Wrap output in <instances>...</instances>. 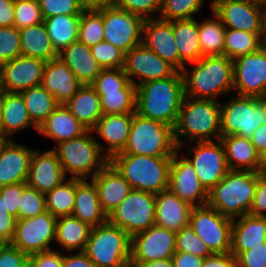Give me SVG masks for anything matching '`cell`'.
<instances>
[{
    "mask_svg": "<svg viewBox=\"0 0 266 267\" xmlns=\"http://www.w3.org/2000/svg\"><path fill=\"white\" fill-rule=\"evenodd\" d=\"M156 194L132 189L108 215V222L130 237L155 225Z\"/></svg>",
    "mask_w": 266,
    "mask_h": 267,
    "instance_id": "10",
    "label": "cell"
},
{
    "mask_svg": "<svg viewBox=\"0 0 266 267\" xmlns=\"http://www.w3.org/2000/svg\"><path fill=\"white\" fill-rule=\"evenodd\" d=\"M91 53L102 69L123 68L125 52L107 41L91 46Z\"/></svg>",
    "mask_w": 266,
    "mask_h": 267,
    "instance_id": "49",
    "label": "cell"
},
{
    "mask_svg": "<svg viewBox=\"0 0 266 267\" xmlns=\"http://www.w3.org/2000/svg\"><path fill=\"white\" fill-rule=\"evenodd\" d=\"M21 95L29 117L37 127L60 105L42 85L26 89Z\"/></svg>",
    "mask_w": 266,
    "mask_h": 267,
    "instance_id": "40",
    "label": "cell"
},
{
    "mask_svg": "<svg viewBox=\"0 0 266 267\" xmlns=\"http://www.w3.org/2000/svg\"><path fill=\"white\" fill-rule=\"evenodd\" d=\"M233 91L241 96L266 95V46L233 59Z\"/></svg>",
    "mask_w": 266,
    "mask_h": 267,
    "instance_id": "15",
    "label": "cell"
},
{
    "mask_svg": "<svg viewBox=\"0 0 266 267\" xmlns=\"http://www.w3.org/2000/svg\"><path fill=\"white\" fill-rule=\"evenodd\" d=\"M76 192V178H67L45 194L46 211L53 216L72 215Z\"/></svg>",
    "mask_w": 266,
    "mask_h": 267,
    "instance_id": "41",
    "label": "cell"
},
{
    "mask_svg": "<svg viewBox=\"0 0 266 267\" xmlns=\"http://www.w3.org/2000/svg\"><path fill=\"white\" fill-rule=\"evenodd\" d=\"M67 177L56 153L52 150H34L26 184L27 186L46 194L61 184Z\"/></svg>",
    "mask_w": 266,
    "mask_h": 267,
    "instance_id": "22",
    "label": "cell"
},
{
    "mask_svg": "<svg viewBox=\"0 0 266 267\" xmlns=\"http://www.w3.org/2000/svg\"><path fill=\"white\" fill-rule=\"evenodd\" d=\"M91 180L98 192L103 211L109 215L131 192V185L108 162Z\"/></svg>",
    "mask_w": 266,
    "mask_h": 267,
    "instance_id": "25",
    "label": "cell"
},
{
    "mask_svg": "<svg viewBox=\"0 0 266 267\" xmlns=\"http://www.w3.org/2000/svg\"><path fill=\"white\" fill-rule=\"evenodd\" d=\"M104 40L127 53L142 43L144 20L135 14L116 8L102 9Z\"/></svg>",
    "mask_w": 266,
    "mask_h": 267,
    "instance_id": "14",
    "label": "cell"
},
{
    "mask_svg": "<svg viewBox=\"0 0 266 267\" xmlns=\"http://www.w3.org/2000/svg\"><path fill=\"white\" fill-rule=\"evenodd\" d=\"M174 267H202L203 258L185 252H176L173 256Z\"/></svg>",
    "mask_w": 266,
    "mask_h": 267,
    "instance_id": "62",
    "label": "cell"
},
{
    "mask_svg": "<svg viewBox=\"0 0 266 267\" xmlns=\"http://www.w3.org/2000/svg\"><path fill=\"white\" fill-rule=\"evenodd\" d=\"M128 82L123 68H108L102 69L91 86L98 95H105V92L120 91Z\"/></svg>",
    "mask_w": 266,
    "mask_h": 267,
    "instance_id": "47",
    "label": "cell"
},
{
    "mask_svg": "<svg viewBox=\"0 0 266 267\" xmlns=\"http://www.w3.org/2000/svg\"><path fill=\"white\" fill-rule=\"evenodd\" d=\"M57 217L49 211L31 218L17 219L15 234L10 242L28 256L52 250Z\"/></svg>",
    "mask_w": 266,
    "mask_h": 267,
    "instance_id": "12",
    "label": "cell"
},
{
    "mask_svg": "<svg viewBox=\"0 0 266 267\" xmlns=\"http://www.w3.org/2000/svg\"><path fill=\"white\" fill-rule=\"evenodd\" d=\"M29 256L11 243L0 244V267H28Z\"/></svg>",
    "mask_w": 266,
    "mask_h": 267,
    "instance_id": "55",
    "label": "cell"
},
{
    "mask_svg": "<svg viewBox=\"0 0 266 267\" xmlns=\"http://www.w3.org/2000/svg\"><path fill=\"white\" fill-rule=\"evenodd\" d=\"M121 267H136L133 263L128 262L127 264L121 266Z\"/></svg>",
    "mask_w": 266,
    "mask_h": 267,
    "instance_id": "72",
    "label": "cell"
},
{
    "mask_svg": "<svg viewBox=\"0 0 266 267\" xmlns=\"http://www.w3.org/2000/svg\"><path fill=\"white\" fill-rule=\"evenodd\" d=\"M41 85L62 105H65L82 86L67 64L58 56L46 62Z\"/></svg>",
    "mask_w": 266,
    "mask_h": 267,
    "instance_id": "24",
    "label": "cell"
},
{
    "mask_svg": "<svg viewBox=\"0 0 266 267\" xmlns=\"http://www.w3.org/2000/svg\"><path fill=\"white\" fill-rule=\"evenodd\" d=\"M14 26V0H0V27Z\"/></svg>",
    "mask_w": 266,
    "mask_h": 267,
    "instance_id": "63",
    "label": "cell"
},
{
    "mask_svg": "<svg viewBox=\"0 0 266 267\" xmlns=\"http://www.w3.org/2000/svg\"><path fill=\"white\" fill-rule=\"evenodd\" d=\"M266 124V112L259 97L241 96L220 101L221 137L238 135L251 138L254 131Z\"/></svg>",
    "mask_w": 266,
    "mask_h": 267,
    "instance_id": "9",
    "label": "cell"
},
{
    "mask_svg": "<svg viewBox=\"0 0 266 267\" xmlns=\"http://www.w3.org/2000/svg\"><path fill=\"white\" fill-rule=\"evenodd\" d=\"M68 253L71 255L64 256L63 253V267H95L84 251H77L74 254Z\"/></svg>",
    "mask_w": 266,
    "mask_h": 267,
    "instance_id": "61",
    "label": "cell"
},
{
    "mask_svg": "<svg viewBox=\"0 0 266 267\" xmlns=\"http://www.w3.org/2000/svg\"><path fill=\"white\" fill-rule=\"evenodd\" d=\"M3 94H4V91L0 88V112H1V104H2V99H3Z\"/></svg>",
    "mask_w": 266,
    "mask_h": 267,
    "instance_id": "70",
    "label": "cell"
},
{
    "mask_svg": "<svg viewBox=\"0 0 266 267\" xmlns=\"http://www.w3.org/2000/svg\"><path fill=\"white\" fill-rule=\"evenodd\" d=\"M256 190V172L229 170L209 192L207 204L231 219L248 214Z\"/></svg>",
    "mask_w": 266,
    "mask_h": 267,
    "instance_id": "5",
    "label": "cell"
},
{
    "mask_svg": "<svg viewBox=\"0 0 266 267\" xmlns=\"http://www.w3.org/2000/svg\"><path fill=\"white\" fill-rule=\"evenodd\" d=\"M212 18L198 22L202 57L224 55L226 27L220 17L211 9Z\"/></svg>",
    "mask_w": 266,
    "mask_h": 267,
    "instance_id": "39",
    "label": "cell"
},
{
    "mask_svg": "<svg viewBox=\"0 0 266 267\" xmlns=\"http://www.w3.org/2000/svg\"><path fill=\"white\" fill-rule=\"evenodd\" d=\"M236 261L239 267H266V242H263V246L241 252Z\"/></svg>",
    "mask_w": 266,
    "mask_h": 267,
    "instance_id": "57",
    "label": "cell"
},
{
    "mask_svg": "<svg viewBox=\"0 0 266 267\" xmlns=\"http://www.w3.org/2000/svg\"><path fill=\"white\" fill-rule=\"evenodd\" d=\"M192 206L169 188L156 194L155 225L177 233L189 225Z\"/></svg>",
    "mask_w": 266,
    "mask_h": 267,
    "instance_id": "26",
    "label": "cell"
},
{
    "mask_svg": "<svg viewBox=\"0 0 266 267\" xmlns=\"http://www.w3.org/2000/svg\"><path fill=\"white\" fill-rule=\"evenodd\" d=\"M229 170L262 172L261 156L249 138L238 135L222 136Z\"/></svg>",
    "mask_w": 266,
    "mask_h": 267,
    "instance_id": "30",
    "label": "cell"
},
{
    "mask_svg": "<svg viewBox=\"0 0 266 267\" xmlns=\"http://www.w3.org/2000/svg\"><path fill=\"white\" fill-rule=\"evenodd\" d=\"M33 151L9 140L0 154V187L27 181Z\"/></svg>",
    "mask_w": 266,
    "mask_h": 267,
    "instance_id": "27",
    "label": "cell"
},
{
    "mask_svg": "<svg viewBox=\"0 0 266 267\" xmlns=\"http://www.w3.org/2000/svg\"><path fill=\"white\" fill-rule=\"evenodd\" d=\"M261 164H262V172L266 173V152L261 157Z\"/></svg>",
    "mask_w": 266,
    "mask_h": 267,
    "instance_id": "69",
    "label": "cell"
},
{
    "mask_svg": "<svg viewBox=\"0 0 266 267\" xmlns=\"http://www.w3.org/2000/svg\"><path fill=\"white\" fill-rule=\"evenodd\" d=\"M27 127L38 130L29 117L21 93L4 91L0 112V131L11 139L17 131Z\"/></svg>",
    "mask_w": 266,
    "mask_h": 267,
    "instance_id": "33",
    "label": "cell"
},
{
    "mask_svg": "<svg viewBox=\"0 0 266 267\" xmlns=\"http://www.w3.org/2000/svg\"><path fill=\"white\" fill-rule=\"evenodd\" d=\"M72 216L87 223L90 227L102 225L108 221V215L103 211L98 192L89 179L76 178V192Z\"/></svg>",
    "mask_w": 266,
    "mask_h": 267,
    "instance_id": "29",
    "label": "cell"
},
{
    "mask_svg": "<svg viewBox=\"0 0 266 267\" xmlns=\"http://www.w3.org/2000/svg\"><path fill=\"white\" fill-rule=\"evenodd\" d=\"M131 237L108 221L92 227L85 254L95 267H121L130 262Z\"/></svg>",
    "mask_w": 266,
    "mask_h": 267,
    "instance_id": "8",
    "label": "cell"
},
{
    "mask_svg": "<svg viewBox=\"0 0 266 267\" xmlns=\"http://www.w3.org/2000/svg\"><path fill=\"white\" fill-rule=\"evenodd\" d=\"M103 115L135 112L136 86L130 81L120 90L99 95Z\"/></svg>",
    "mask_w": 266,
    "mask_h": 267,
    "instance_id": "42",
    "label": "cell"
},
{
    "mask_svg": "<svg viewBox=\"0 0 266 267\" xmlns=\"http://www.w3.org/2000/svg\"><path fill=\"white\" fill-rule=\"evenodd\" d=\"M194 145V149L189 146L184 157L192 164L201 185L209 192L229 171L224 145L221 140L197 141Z\"/></svg>",
    "mask_w": 266,
    "mask_h": 267,
    "instance_id": "13",
    "label": "cell"
},
{
    "mask_svg": "<svg viewBox=\"0 0 266 267\" xmlns=\"http://www.w3.org/2000/svg\"><path fill=\"white\" fill-rule=\"evenodd\" d=\"M114 6L138 15L143 20L155 19L157 18L155 14L160 13L161 0H115Z\"/></svg>",
    "mask_w": 266,
    "mask_h": 267,
    "instance_id": "52",
    "label": "cell"
},
{
    "mask_svg": "<svg viewBox=\"0 0 266 267\" xmlns=\"http://www.w3.org/2000/svg\"><path fill=\"white\" fill-rule=\"evenodd\" d=\"M26 186V182H23L0 187V197L4 200L6 210L17 219L20 196Z\"/></svg>",
    "mask_w": 266,
    "mask_h": 267,
    "instance_id": "54",
    "label": "cell"
},
{
    "mask_svg": "<svg viewBox=\"0 0 266 267\" xmlns=\"http://www.w3.org/2000/svg\"><path fill=\"white\" fill-rule=\"evenodd\" d=\"M176 253V233L152 226L131 237L130 262H149L172 258Z\"/></svg>",
    "mask_w": 266,
    "mask_h": 267,
    "instance_id": "17",
    "label": "cell"
},
{
    "mask_svg": "<svg viewBox=\"0 0 266 267\" xmlns=\"http://www.w3.org/2000/svg\"><path fill=\"white\" fill-rule=\"evenodd\" d=\"M248 214L266 217V173L256 172V190Z\"/></svg>",
    "mask_w": 266,
    "mask_h": 267,
    "instance_id": "56",
    "label": "cell"
},
{
    "mask_svg": "<svg viewBox=\"0 0 266 267\" xmlns=\"http://www.w3.org/2000/svg\"><path fill=\"white\" fill-rule=\"evenodd\" d=\"M176 252L190 253L202 258L213 254L204 241L194 233L190 225L176 233Z\"/></svg>",
    "mask_w": 266,
    "mask_h": 267,
    "instance_id": "48",
    "label": "cell"
},
{
    "mask_svg": "<svg viewBox=\"0 0 266 267\" xmlns=\"http://www.w3.org/2000/svg\"><path fill=\"white\" fill-rule=\"evenodd\" d=\"M252 1L259 2V3L266 5V0H252Z\"/></svg>",
    "mask_w": 266,
    "mask_h": 267,
    "instance_id": "73",
    "label": "cell"
},
{
    "mask_svg": "<svg viewBox=\"0 0 266 267\" xmlns=\"http://www.w3.org/2000/svg\"><path fill=\"white\" fill-rule=\"evenodd\" d=\"M9 140L10 139L0 131V154Z\"/></svg>",
    "mask_w": 266,
    "mask_h": 267,
    "instance_id": "68",
    "label": "cell"
},
{
    "mask_svg": "<svg viewBox=\"0 0 266 267\" xmlns=\"http://www.w3.org/2000/svg\"><path fill=\"white\" fill-rule=\"evenodd\" d=\"M218 0H212V2H210V7H212L213 4H215Z\"/></svg>",
    "mask_w": 266,
    "mask_h": 267,
    "instance_id": "74",
    "label": "cell"
},
{
    "mask_svg": "<svg viewBox=\"0 0 266 267\" xmlns=\"http://www.w3.org/2000/svg\"><path fill=\"white\" fill-rule=\"evenodd\" d=\"M260 100L262 101V103L264 105L265 112H266V95L261 97Z\"/></svg>",
    "mask_w": 266,
    "mask_h": 267,
    "instance_id": "71",
    "label": "cell"
},
{
    "mask_svg": "<svg viewBox=\"0 0 266 267\" xmlns=\"http://www.w3.org/2000/svg\"><path fill=\"white\" fill-rule=\"evenodd\" d=\"M83 10H99L114 6L115 0H76Z\"/></svg>",
    "mask_w": 266,
    "mask_h": 267,
    "instance_id": "65",
    "label": "cell"
},
{
    "mask_svg": "<svg viewBox=\"0 0 266 267\" xmlns=\"http://www.w3.org/2000/svg\"><path fill=\"white\" fill-rule=\"evenodd\" d=\"M172 25L179 58L186 64L200 60L202 51L198 21L195 18L169 21Z\"/></svg>",
    "mask_w": 266,
    "mask_h": 267,
    "instance_id": "35",
    "label": "cell"
},
{
    "mask_svg": "<svg viewBox=\"0 0 266 267\" xmlns=\"http://www.w3.org/2000/svg\"><path fill=\"white\" fill-rule=\"evenodd\" d=\"M65 106L87 130H92L103 115L100 96L91 85H82Z\"/></svg>",
    "mask_w": 266,
    "mask_h": 267,
    "instance_id": "34",
    "label": "cell"
},
{
    "mask_svg": "<svg viewBox=\"0 0 266 267\" xmlns=\"http://www.w3.org/2000/svg\"><path fill=\"white\" fill-rule=\"evenodd\" d=\"M262 46H266V5L262 17V32L260 35Z\"/></svg>",
    "mask_w": 266,
    "mask_h": 267,
    "instance_id": "67",
    "label": "cell"
},
{
    "mask_svg": "<svg viewBox=\"0 0 266 267\" xmlns=\"http://www.w3.org/2000/svg\"><path fill=\"white\" fill-rule=\"evenodd\" d=\"M177 150L171 126L134 112L127 144L118 154L172 157Z\"/></svg>",
    "mask_w": 266,
    "mask_h": 267,
    "instance_id": "7",
    "label": "cell"
},
{
    "mask_svg": "<svg viewBox=\"0 0 266 267\" xmlns=\"http://www.w3.org/2000/svg\"><path fill=\"white\" fill-rule=\"evenodd\" d=\"M142 44L155 52L161 59L170 63L178 71H182L186 66L179 58L172 25L169 21L159 18L144 20Z\"/></svg>",
    "mask_w": 266,
    "mask_h": 267,
    "instance_id": "21",
    "label": "cell"
},
{
    "mask_svg": "<svg viewBox=\"0 0 266 267\" xmlns=\"http://www.w3.org/2000/svg\"><path fill=\"white\" fill-rule=\"evenodd\" d=\"M43 19L55 15H81L83 9L76 0H38Z\"/></svg>",
    "mask_w": 266,
    "mask_h": 267,
    "instance_id": "53",
    "label": "cell"
},
{
    "mask_svg": "<svg viewBox=\"0 0 266 267\" xmlns=\"http://www.w3.org/2000/svg\"><path fill=\"white\" fill-rule=\"evenodd\" d=\"M184 96L183 75L177 71L168 78L138 85L135 112L174 128Z\"/></svg>",
    "mask_w": 266,
    "mask_h": 267,
    "instance_id": "1",
    "label": "cell"
},
{
    "mask_svg": "<svg viewBox=\"0 0 266 267\" xmlns=\"http://www.w3.org/2000/svg\"><path fill=\"white\" fill-rule=\"evenodd\" d=\"M91 228L72 215L57 217L55 243L60 245L61 252L84 251Z\"/></svg>",
    "mask_w": 266,
    "mask_h": 267,
    "instance_id": "36",
    "label": "cell"
},
{
    "mask_svg": "<svg viewBox=\"0 0 266 267\" xmlns=\"http://www.w3.org/2000/svg\"><path fill=\"white\" fill-rule=\"evenodd\" d=\"M16 220L5 208L4 200L0 197V242L10 243L15 234Z\"/></svg>",
    "mask_w": 266,
    "mask_h": 267,
    "instance_id": "59",
    "label": "cell"
},
{
    "mask_svg": "<svg viewBox=\"0 0 266 267\" xmlns=\"http://www.w3.org/2000/svg\"><path fill=\"white\" fill-rule=\"evenodd\" d=\"M250 140L262 157L266 152V124H262L257 127Z\"/></svg>",
    "mask_w": 266,
    "mask_h": 267,
    "instance_id": "64",
    "label": "cell"
},
{
    "mask_svg": "<svg viewBox=\"0 0 266 267\" xmlns=\"http://www.w3.org/2000/svg\"><path fill=\"white\" fill-rule=\"evenodd\" d=\"M92 134V130H87L81 136L52 148L66 177L71 175L70 178L91 179L109 162L100 150V142Z\"/></svg>",
    "mask_w": 266,
    "mask_h": 267,
    "instance_id": "6",
    "label": "cell"
},
{
    "mask_svg": "<svg viewBox=\"0 0 266 267\" xmlns=\"http://www.w3.org/2000/svg\"><path fill=\"white\" fill-rule=\"evenodd\" d=\"M136 267H174L173 259H160L149 262H131Z\"/></svg>",
    "mask_w": 266,
    "mask_h": 267,
    "instance_id": "66",
    "label": "cell"
},
{
    "mask_svg": "<svg viewBox=\"0 0 266 267\" xmlns=\"http://www.w3.org/2000/svg\"><path fill=\"white\" fill-rule=\"evenodd\" d=\"M78 41L88 47L104 41L102 9L82 11L79 22Z\"/></svg>",
    "mask_w": 266,
    "mask_h": 267,
    "instance_id": "44",
    "label": "cell"
},
{
    "mask_svg": "<svg viewBox=\"0 0 266 267\" xmlns=\"http://www.w3.org/2000/svg\"><path fill=\"white\" fill-rule=\"evenodd\" d=\"M266 242V217L245 214L233 219L231 253L237 257L241 252Z\"/></svg>",
    "mask_w": 266,
    "mask_h": 267,
    "instance_id": "28",
    "label": "cell"
},
{
    "mask_svg": "<svg viewBox=\"0 0 266 267\" xmlns=\"http://www.w3.org/2000/svg\"><path fill=\"white\" fill-rule=\"evenodd\" d=\"M232 222L233 219L221 215L206 204L192 208L189 225L212 253H229Z\"/></svg>",
    "mask_w": 266,
    "mask_h": 267,
    "instance_id": "11",
    "label": "cell"
},
{
    "mask_svg": "<svg viewBox=\"0 0 266 267\" xmlns=\"http://www.w3.org/2000/svg\"><path fill=\"white\" fill-rule=\"evenodd\" d=\"M222 20L226 29L250 33L262 32L265 5L252 0H218L210 8Z\"/></svg>",
    "mask_w": 266,
    "mask_h": 267,
    "instance_id": "18",
    "label": "cell"
},
{
    "mask_svg": "<svg viewBox=\"0 0 266 267\" xmlns=\"http://www.w3.org/2000/svg\"><path fill=\"white\" fill-rule=\"evenodd\" d=\"M87 129L70 110L60 104L38 127L37 132L54 140L55 145L81 136Z\"/></svg>",
    "mask_w": 266,
    "mask_h": 267,
    "instance_id": "31",
    "label": "cell"
},
{
    "mask_svg": "<svg viewBox=\"0 0 266 267\" xmlns=\"http://www.w3.org/2000/svg\"><path fill=\"white\" fill-rule=\"evenodd\" d=\"M38 0H14V26L22 29L43 22Z\"/></svg>",
    "mask_w": 266,
    "mask_h": 267,
    "instance_id": "46",
    "label": "cell"
},
{
    "mask_svg": "<svg viewBox=\"0 0 266 267\" xmlns=\"http://www.w3.org/2000/svg\"><path fill=\"white\" fill-rule=\"evenodd\" d=\"M179 154L177 150L172 156L168 188L192 207L206 205L208 192L201 185L192 164Z\"/></svg>",
    "mask_w": 266,
    "mask_h": 267,
    "instance_id": "20",
    "label": "cell"
},
{
    "mask_svg": "<svg viewBox=\"0 0 266 267\" xmlns=\"http://www.w3.org/2000/svg\"><path fill=\"white\" fill-rule=\"evenodd\" d=\"M21 55L42 59L45 62L58 56L48 36L44 22L19 30Z\"/></svg>",
    "mask_w": 266,
    "mask_h": 267,
    "instance_id": "37",
    "label": "cell"
},
{
    "mask_svg": "<svg viewBox=\"0 0 266 267\" xmlns=\"http://www.w3.org/2000/svg\"><path fill=\"white\" fill-rule=\"evenodd\" d=\"M236 257L231 253H213L203 258L202 267H234Z\"/></svg>",
    "mask_w": 266,
    "mask_h": 267,
    "instance_id": "60",
    "label": "cell"
},
{
    "mask_svg": "<svg viewBox=\"0 0 266 267\" xmlns=\"http://www.w3.org/2000/svg\"><path fill=\"white\" fill-rule=\"evenodd\" d=\"M123 70L136 87L144 82L168 78L178 71L142 43L125 53Z\"/></svg>",
    "mask_w": 266,
    "mask_h": 267,
    "instance_id": "16",
    "label": "cell"
},
{
    "mask_svg": "<svg viewBox=\"0 0 266 267\" xmlns=\"http://www.w3.org/2000/svg\"><path fill=\"white\" fill-rule=\"evenodd\" d=\"M28 267H63V252L55 249L30 255Z\"/></svg>",
    "mask_w": 266,
    "mask_h": 267,
    "instance_id": "58",
    "label": "cell"
},
{
    "mask_svg": "<svg viewBox=\"0 0 266 267\" xmlns=\"http://www.w3.org/2000/svg\"><path fill=\"white\" fill-rule=\"evenodd\" d=\"M190 70L183 68L184 95L194 99L218 101L233 91V60L221 56H205Z\"/></svg>",
    "mask_w": 266,
    "mask_h": 267,
    "instance_id": "2",
    "label": "cell"
},
{
    "mask_svg": "<svg viewBox=\"0 0 266 267\" xmlns=\"http://www.w3.org/2000/svg\"><path fill=\"white\" fill-rule=\"evenodd\" d=\"M81 15H55L43 20L55 51L59 54L71 43L78 41Z\"/></svg>",
    "mask_w": 266,
    "mask_h": 267,
    "instance_id": "38",
    "label": "cell"
},
{
    "mask_svg": "<svg viewBox=\"0 0 266 267\" xmlns=\"http://www.w3.org/2000/svg\"><path fill=\"white\" fill-rule=\"evenodd\" d=\"M82 85H91L102 71L90 47L79 41L71 43L59 54Z\"/></svg>",
    "mask_w": 266,
    "mask_h": 267,
    "instance_id": "32",
    "label": "cell"
},
{
    "mask_svg": "<svg viewBox=\"0 0 266 267\" xmlns=\"http://www.w3.org/2000/svg\"><path fill=\"white\" fill-rule=\"evenodd\" d=\"M172 157L116 154L109 162L132 189L158 194L169 187Z\"/></svg>",
    "mask_w": 266,
    "mask_h": 267,
    "instance_id": "4",
    "label": "cell"
},
{
    "mask_svg": "<svg viewBox=\"0 0 266 267\" xmlns=\"http://www.w3.org/2000/svg\"><path fill=\"white\" fill-rule=\"evenodd\" d=\"M173 130L178 150L185 141L193 144L192 141H214L215 137L220 140V101L184 96Z\"/></svg>",
    "mask_w": 266,
    "mask_h": 267,
    "instance_id": "3",
    "label": "cell"
},
{
    "mask_svg": "<svg viewBox=\"0 0 266 267\" xmlns=\"http://www.w3.org/2000/svg\"><path fill=\"white\" fill-rule=\"evenodd\" d=\"M46 211L45 194L26 186L20 196L18 219L35 217Z\"/></svg>",
    "mask_w": 266,
    "mask_h": 267,
    "instance_id": "50",
    "label": "cell"
},
{
    "mask_svg": "<svg viewBox=\"0 0 266 267\" xmlns=\"http://www.w3.org/2000/svg\"><path fill=\"white\" fill-rule=\"evenodd\" d=\"M133 113L102 115L92 129L101 137L107 146L100 144V150L110 160L114 155L121 153L128 141Z\"/></svg>",
    "mask_w": 266,
    "mask_h": 267,
    "instance_id": "23",
    "label": "cell"
},
{
    "mask_svg": "<svg viewBox=\"0 0 266 267\" xmlns=\"http://www.w3.org/2000/svg\"><path fill=\"white\" fill-rule=\"evenodd\" d=\"M261 33H250L235 29H226L224 40V56L235 59L247 55L262 47Z\"/></svg>",
    "mask_w": 266,
    "mask_h": 267,
    "instance_id": "43",
    "label": "cell"
},
{
    "mask_svg": "<svg viewBox=\"0 0 266 267\" xmlns=\"http://www.w3.org/2000/svg\"><path fill=\"white\" fill-rule=\"evenodd\" d=\"M204 0H161L159 19L173 21L192 19L203 7Z\"/></svg>",
    "mask_w": 266,
    "mask_h": 267,
    "instance_id": "45",
    "label": "cell"
},
{
    "mask_svg": "<svg viewBox=\"0 0 266 267\" xmlns=\"http://www.w3.org/2000/svg\"><path fill=\"white\" fill-rule=\"evenodd\" d=\"M21 55L19 29L15 26L0 27V65Z\"/></svg>",
    "mask_w": 266,
    "mask_h": 267,
    "instance_id": "51",
    "label": "cell"
},
{
    "mask_svg": "<svg viewBox=\"0 0 266 267\" xmlns=\"http://www.w3.org/2000/svg\"><path fill=\"white\" fill-rule=\"evenodd\" d=\"M46 62L20 55L0 65V88L6 92L21 93L41 85Z\"/></svg>",
    "mask_w": 266,
    "mask_h": 267,
    "instance_id": "19",
    "label": "cell"
}]
</instances>
